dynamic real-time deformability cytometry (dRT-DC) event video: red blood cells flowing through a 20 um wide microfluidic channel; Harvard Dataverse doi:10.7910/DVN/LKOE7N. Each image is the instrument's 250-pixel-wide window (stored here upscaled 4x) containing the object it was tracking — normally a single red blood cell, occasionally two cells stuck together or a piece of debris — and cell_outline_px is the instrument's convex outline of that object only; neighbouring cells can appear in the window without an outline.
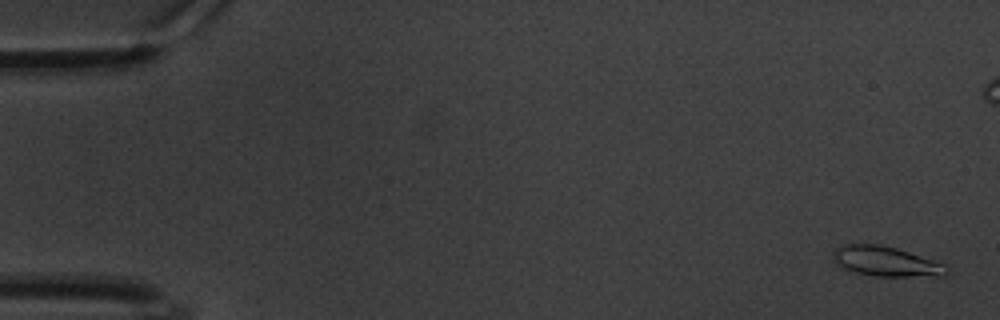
{"species": "common noctule bat (a hibernating species)", "species_latin": "Nyctalus noctula", "temperature_condition": "warm", "stored_images_in_passage": 62, "camera_frame_rate_fps": 3000, "um_per_image_px": 0.085, "animal": {"sex": "male", "body_mass_g": 20.1, "forearm_length_mm": 53.5}, "frame": {"image": 1, "passage_image": 2, "time_ms": 0.333, "image_size_px": [1000, 320], "cell_outline_px": [[948, 272], [944, 276], [876, 276], [852, 272], [844, 268], [832, 260], [832, 256], [836, 248], [844, 244], [880, 244], [896, 248], [944, 264]], "centroid_in_image_um": [75.26, 22.22], "position_along_channel_um": 9.7, "area_um2": 19.59}}
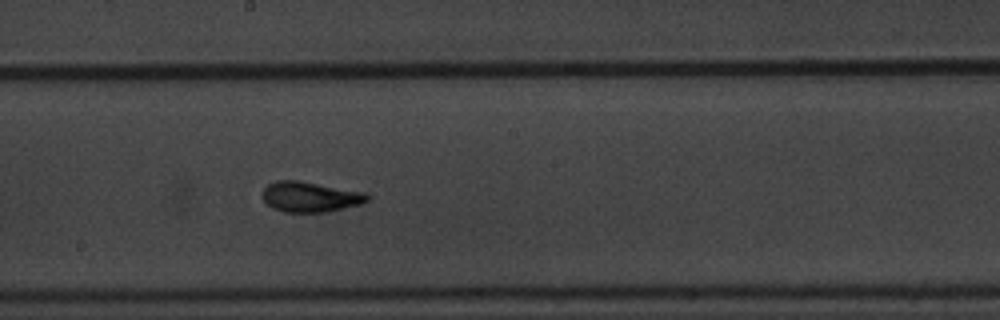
{"frame": {"image": 2, "passage_image": 34, "time_ms": 11.0, "image_size_px": [1000, 320], "cell_outline_px": [[372, 196], [368, 200], [360, 204], [328, 212], [284, 212], [272, 208], [260, 196], [260, 192], [268, 184], [276, 180], [296, 180], [364, 192]], "centroid_in_image_um": [26.33, 16.73], "position_along_channel_um": 221.9, "area_um2": 18.61}}
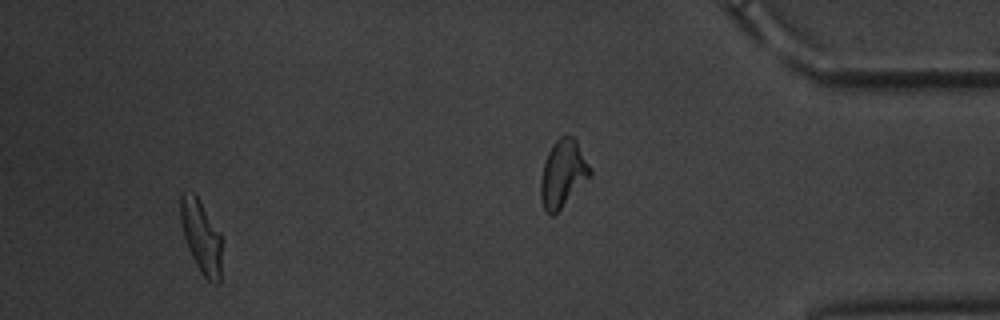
{"frame": {"image": 3, "passage_image": 58, "time_ms": 19.0, "image_size_px": [1000, 320], "cell_outline_px": [[220, 284], [216, 284], [208, 280], [200, 272], [188, 248], [184, 236], [180, 220], [180, 196], [184, 192], [192, 192], [196, 196], [220, 232]], "centroid_in_image_um": [17.08, 20.12], "position_along_channel_um": 418.1, "area_um2": 17.17}, "authors_computed_cell_mechanics": {"area_um2": 17.918, "velocity_mm_per_s": 3.3136, "shape_relaxation_time_tau1_ms": 3.576, "shape_relaxation_time_tau2_ms": 1.722, "deformation_change_tau1": 0.1421, "deformation_change_tau2": 0.0851}}